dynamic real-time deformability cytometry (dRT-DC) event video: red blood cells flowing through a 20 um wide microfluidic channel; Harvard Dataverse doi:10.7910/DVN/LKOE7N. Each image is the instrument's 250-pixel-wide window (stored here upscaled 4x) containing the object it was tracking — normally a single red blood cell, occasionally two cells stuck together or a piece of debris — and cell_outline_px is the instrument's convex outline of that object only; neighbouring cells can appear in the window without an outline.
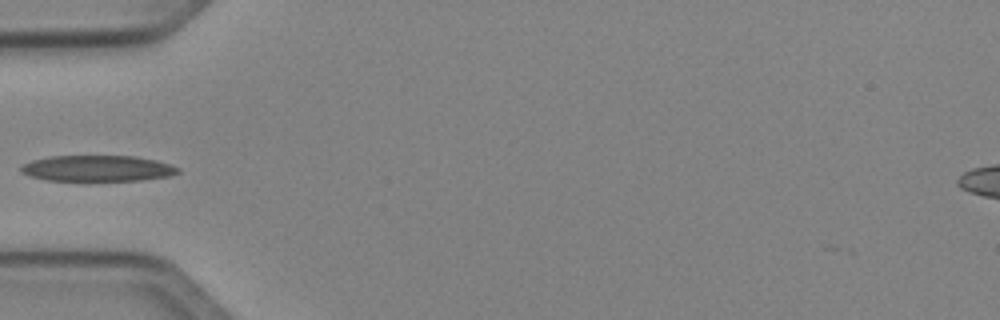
{"species": "Egyptian fruit bat (a non-hibernating species)", "species_latin": "Rousettus aegyptiacus", "temperature_condition": "cold", "stored_images_in_passage": 33, "camera_frame_rate_fps": 3000, "um_per_image_px": 0.085, "animal": {"sex": "female"}, "frame": {"image": 1, "passage_image": 1, "time_ms": 0.0, "image_size_px": [1000, 320], "cell_outline_px": [[180, 172], [168, 176], [140, 180], [48, 180], [28, 176], [20, 172], [20, 168], [24, 164], [32, 160], [48, 156], [132, 156], [156, 160], [180, 168]], "centroid_in_image_um": [8.25, 14.3], "position_along_channel_um": 76.7, "area_um2": 23.58}}